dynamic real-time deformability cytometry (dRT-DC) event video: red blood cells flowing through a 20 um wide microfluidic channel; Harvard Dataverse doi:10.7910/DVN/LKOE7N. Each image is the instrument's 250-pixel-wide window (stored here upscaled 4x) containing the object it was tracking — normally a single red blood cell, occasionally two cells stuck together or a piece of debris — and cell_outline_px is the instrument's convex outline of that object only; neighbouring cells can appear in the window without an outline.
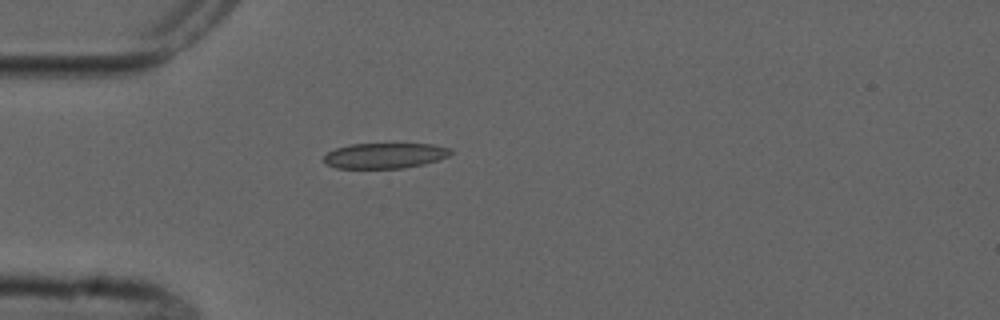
{"species": "common noctule bat (a hibernating species)", "species_latin": "Nyctalus noctula", "temperature_condition": "cold", "stored_images_in_passage": 1, "camera_frame_rate_fps": 3000, "um_per_image_px": 0.085, "animal": {"sex": "male", "forearm_length_mm": 52.5}, "frame": {"image": 1, "passage_image": 1, "time_ms": 0.0, "image_size_px": [1000, 320], "cell_outline_px": [[452, 152], [448, 156], [424, 164], [404, 168], [336, 168], [324, 164], [324, 156], [328, 152], [336, 148], [352, 144], [432, 144], [448, 148]], "centroid_in_image_um": [32.67, 13.23], "position_along_channel_um": 52.3, "area_um2": 18.67}}